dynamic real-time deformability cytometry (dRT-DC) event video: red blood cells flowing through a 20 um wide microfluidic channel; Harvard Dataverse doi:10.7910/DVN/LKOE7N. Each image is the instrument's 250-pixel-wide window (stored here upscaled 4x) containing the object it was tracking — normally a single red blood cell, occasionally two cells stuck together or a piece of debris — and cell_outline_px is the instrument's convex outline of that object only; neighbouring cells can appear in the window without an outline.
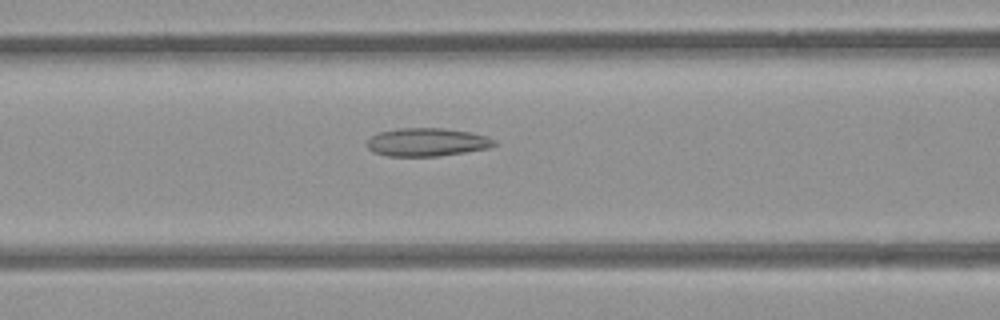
{"species": "common noctule bat (a hibernating species)", "species_latin": "Nyctalus noctula", "temperature_condition": "room temperature", "stored_images_in_passage": 54, "camera_frame_rate_fps": 3000, "um_per_image_px": 0.085, "animal": {"sex": "female", "body_mass_g": 21.9}, "frame": {"image": 1, "passage_image": 22, "time_ms": 7.0, "image_size_px": [1000, 320], "cell_outline_px": [[496, 144], [488, 148], [440, 156], [388, 156], [372, 152], [368, 148], [368, 140], [372, 136], [380, 132], [396, 128], [444, 128], [468, 132], [488, 136], [496, 140]], "centroid_in_image_um": [36.3, 12.08], "position_along_channel_um": 130.3, "area_um2": 20.87}}
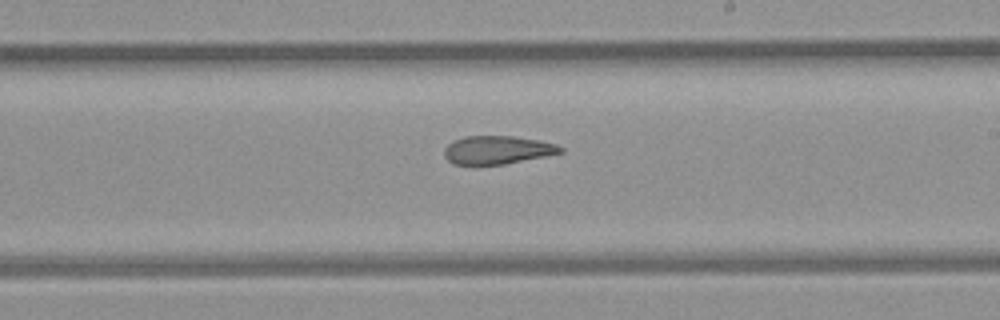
{"frame": {"image": 2, "passage_image": 31, "time_ms": 10.0, "image_size_px": [1000, 320], "cell_outline_px": [[564, 152], [504, 164], [452, 164], [444, 156], [444, 148], [452, 140], [464, 136], [512, 136], [536, 140], [556, 144], [564, 148]], "centroid_in_image_um": [42.24, 12.74], "position_along_channel_um": 246.8, "area_um2": 19.02}}
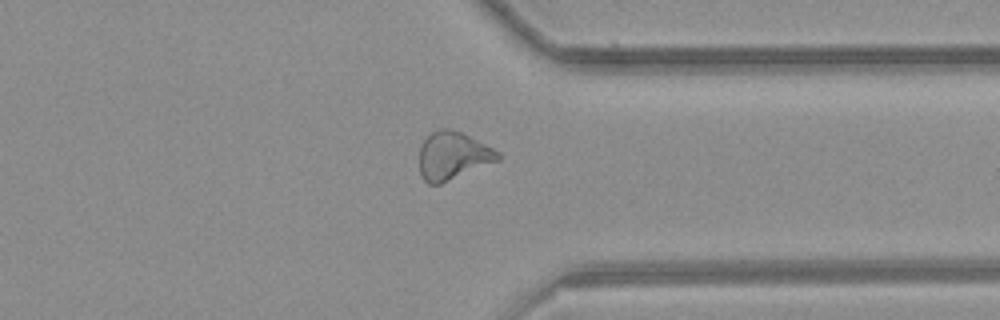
{"frame": {"image": 3, "passage_image": 41, "time_ms": 13.333, "image_size_px": [1000, 320], "cell_outline_px": [[500, 160], [440, 184], [428, 184], [424, 180], [420, 172], [420, 148], [424, 140], [432, 132], [440, 128], [448, 128], [460, 132], [500, 152]], "centroid_in_image_um": [38.48, 13.25], "position_along_channel_um": 372.9, "area_um2": 21.62}, "authors_computed_cell_mechanics": {"area_um2": 22.3108, "velocity_mm_per_s": 3.8767, "shape_relaxation_time_tau1_ms": null, "shape_relaxation_time_tau2_ms": 3.5057, "deformation_change_tau1": null, "deformation_change_tau2": 0.1288}}